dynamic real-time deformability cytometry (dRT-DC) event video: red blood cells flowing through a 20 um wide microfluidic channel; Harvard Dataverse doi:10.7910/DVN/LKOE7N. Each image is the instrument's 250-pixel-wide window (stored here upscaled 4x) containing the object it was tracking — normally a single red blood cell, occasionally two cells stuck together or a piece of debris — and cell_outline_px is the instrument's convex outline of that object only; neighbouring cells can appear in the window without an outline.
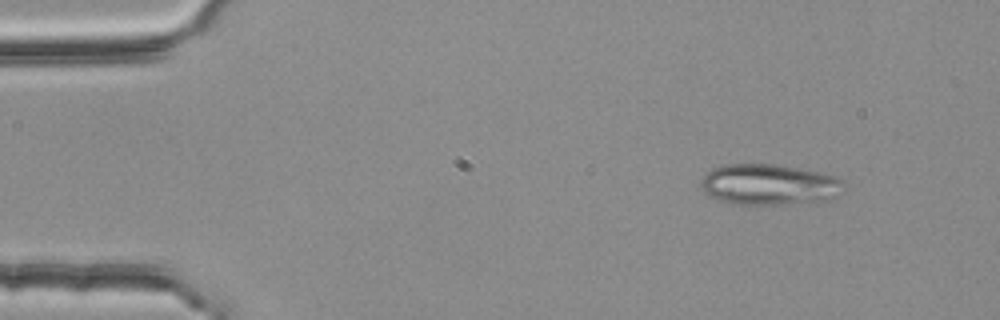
{"species": "common noctule bat (a hibernating species)", "species_latin": "Nyctalus noctula", "temperature_condition": "room temperature", "stored_images_in_passage": 4, "camera_frame_rate_fps": 3000, "um_per_image_px": 0.085, "animal": {"sex": "female", "body_mass_g": 25.1}, "frame": {"image": 1, "passage_image": 1, "time_ms": 0.0, "image_size_px": [1000, 320], "cell_outline_px": [[848, 188], [840, 196], [824, 200], [776, 204], [732, 204], [720, 200], [704, 192], [700, 184], [704, 172], [712, 168], [724, 164], [776, 164], [824, 172], [836, 176], [844, 180]], "centroid_in_image_um": [65.44, 15.66], "position_along_channel_um": 19.6, "area_um2": 34.56}}